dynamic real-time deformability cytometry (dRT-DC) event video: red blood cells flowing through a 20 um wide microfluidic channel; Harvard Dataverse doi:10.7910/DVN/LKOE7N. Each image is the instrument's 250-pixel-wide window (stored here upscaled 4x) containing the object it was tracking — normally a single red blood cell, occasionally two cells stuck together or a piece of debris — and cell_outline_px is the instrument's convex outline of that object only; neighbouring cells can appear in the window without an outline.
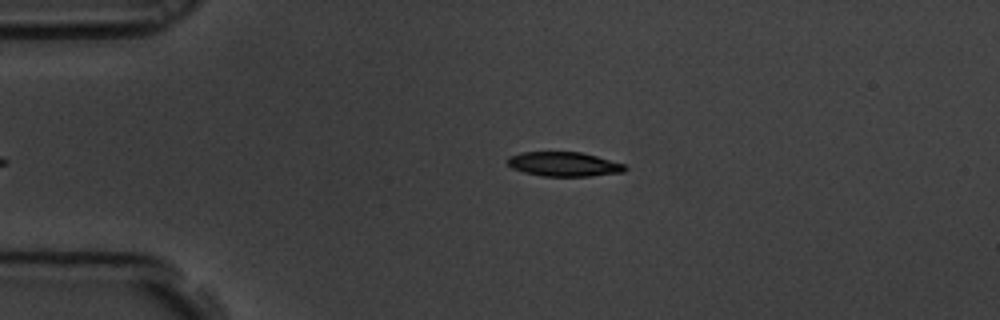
{"species": "common noctule bat (a hibernating species)", "species_latin": "Nyctalus noctula", "temperature_condition": "room temperature", "stored_images_in_passage": 40, "camera_frame_rate_fps": 3000, "um_per_image_px": 0.085, "animal": {"sex": "male", "body_mass_g": 19.5, "forearm_length_mm": 54.6}, "frame": {"image": 1, "passage_image": 2, "time_ms": 0.333, "image_size_px": [1000, 320], "cell_outline_px": [[628, 168], [624, 172], [592, 176], [540, 176], [524, 172], [512, 168], [504, 160], [508, 156], [520, 152], [580, 152], [596, 156], [624, 164]], "centroid_in_image_um": [47.89, 13.95], "position_along_channel_um": 37.1, "area_um2": 16.82}}
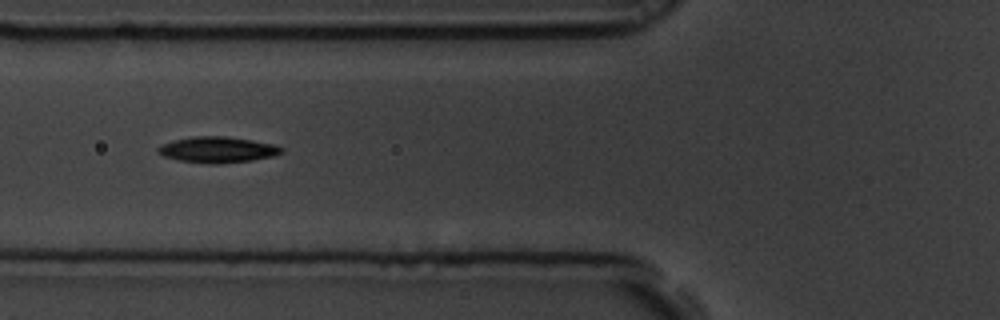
{"frame": {"image": 2, "passage_image": 11, "time_ms": 3.333, "image_size_px": [1000, 320], "cell_outline_px": [[284, 152], [276, 156], [252, 160], [216, 164], [208, 164], [180, 160], [164, 156], [156, 152], [156, 148], [160, 144], [172, 140], [192, 136], [228, 136], [276, 144], [284, 148]], "centroid_in_image_um": [18.51, 12.71], "position_along_channel_um": 107.3, "area_um2": 19.02}}
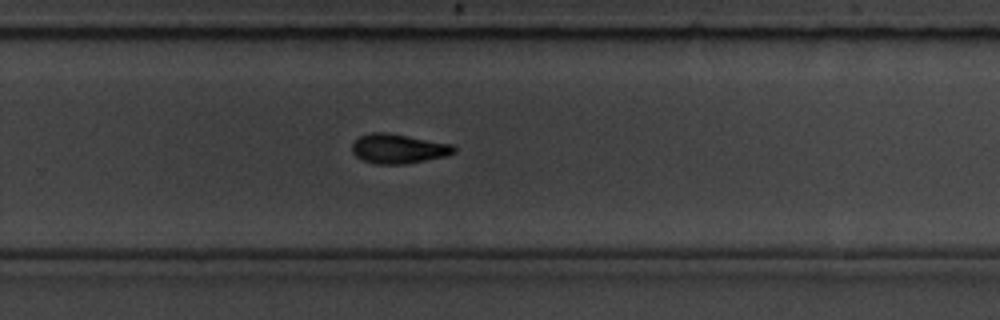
{"frame": {"image": 3, "passage_image": 27, "time_ms": 8.667, "image_size_px": [1000, 320], "cell_outline_px": [[456, 152], [448, 156], [404, 164], [372, 164], [360, 160], [352, 152], [352, 144], [360, 136], [372, 132], [388, 132], [456, 144]], "centroid_in_image_um": [33.9, 12.64], "position_along_channel_um": 295.9, "area_um2": 17.98}, "authors_computed_cell_mechanics": {"area_um2": 17.8313, "velocity_mm_per_s": 3.5485, "shape_relaxation_time_tau1_ms": 2.8953, "shape_relaxation_time_tau2_ms": 3.5216, "deformation_change_tau1": 0.1713, "deformation_change_tau2": 0.1058}}